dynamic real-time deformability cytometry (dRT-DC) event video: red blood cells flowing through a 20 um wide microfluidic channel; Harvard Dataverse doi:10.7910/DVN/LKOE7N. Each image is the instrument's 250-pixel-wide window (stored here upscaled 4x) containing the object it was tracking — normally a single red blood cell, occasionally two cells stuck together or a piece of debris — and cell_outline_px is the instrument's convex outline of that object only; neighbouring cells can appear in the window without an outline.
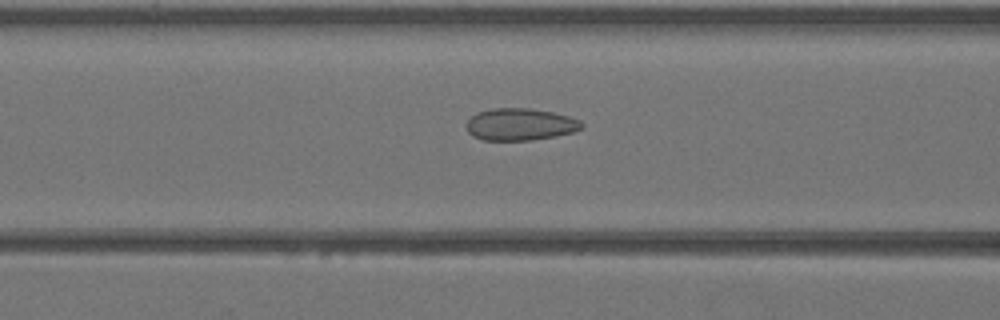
{"species": "Egyptian fruit bat (a non-hibernating species)", "species_latin": "Rousettus aegyptiacus", "temperature_condition": "warm", "stored_images_in_passage": 29, "camera_frame_rate_fps": 3000, "um_per_image_px": 0.085, "animal": {"sex": "female"}, "frame": {"image": 1, "passage_image": 4, "time_ms": 1.0, "image_size_px": [1000, 320], "cell_outline_px": [[584, 128], [572, 132], [556, 136], [532, 140], [484, 140], [472, 136], [468, 132], [464, 124], [476, 112], [492, 108], [528, 108], [552, 112], [568, 116], [580, 120], [584, 124]], "centroid_in_image_um": [44.2, 10.57], "position_along_channel_um": 122.4, "area_um2": 21.73}}
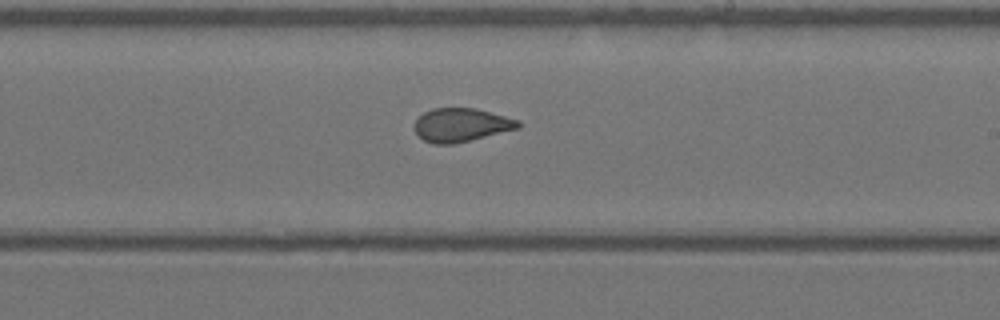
{"frame": {"image": 2, "passage_image": 12, "time_ms": 3.667, "image_size_px": [1000, 320], "cell_outline_px": [[520, 128], [456, 144], [432, 144], [424, 140], [416, 132], [412, 124], [424, 112], [432, 108], [476, 108], [520, 120]], "centroid_in_image_um": [39.2, 10.63], "position_along_channel_um": 249.8, "area_um2": 20.46}}
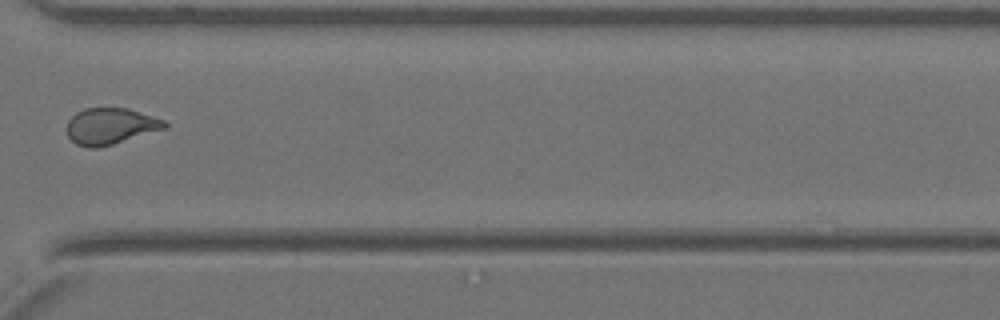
{"frame": {"image": 3, "passage_image": 19, "time_ms": 6.0, "image_size_px": [1000, 320], "cell_outline_px": [[168, 128], [112, 144], [96, 148], [88, 148], [76, 144], [68, 136], [68, 120], [76, 112], [84, 108], [128, 108], [164, 120], [168, 124]], "centroid_in_image_um": [9.4, 10.72], "position_along_channel_um": 361.2, "area_um2": 20.63}}